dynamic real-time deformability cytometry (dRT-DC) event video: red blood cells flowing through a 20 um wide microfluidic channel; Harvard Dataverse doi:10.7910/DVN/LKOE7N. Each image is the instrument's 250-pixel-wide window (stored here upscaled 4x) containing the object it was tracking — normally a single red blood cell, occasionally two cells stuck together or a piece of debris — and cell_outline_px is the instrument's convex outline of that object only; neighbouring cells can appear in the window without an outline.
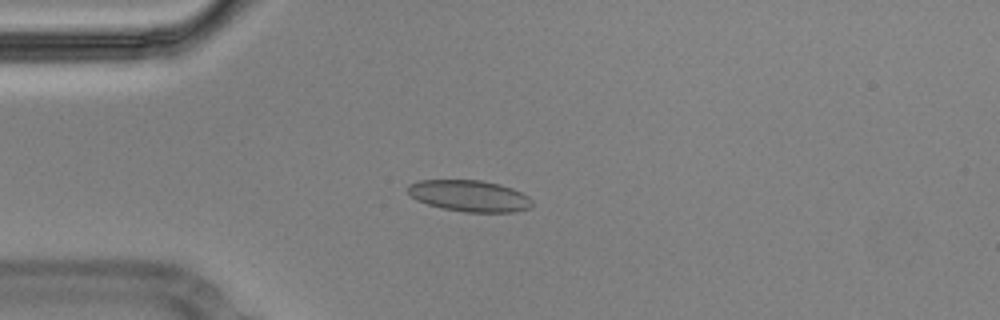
{"species": "Egyptian fruit bat (a non-hibernating species)", "species_latin": "Rousettus aegyptiacus", "temperature_condition": "cold", "stored_images_in_passage": 55, "camera_frame_rate_fps": 3000, "um_per_image_px": 0.085, "animal": {"sex": "male"}, "frame": {"image": 1, "passage_image": 13, "time_ms": 4.0, "image_size_px": [1000, 320], "cell_outline_px": [[532, 204], [528, 208], [512, 212], [464, 212], [444, 208], [428, 204], [416, 200], [408, 192], [408, 184], [420, 180], [480, 180], [500, 184], [512, 188], [528, 196], [532, 200]], "centroid_in_image_um": [39.9, 16.64], "position_along_channel_um": 45.1, "area_um2": 22.6}}
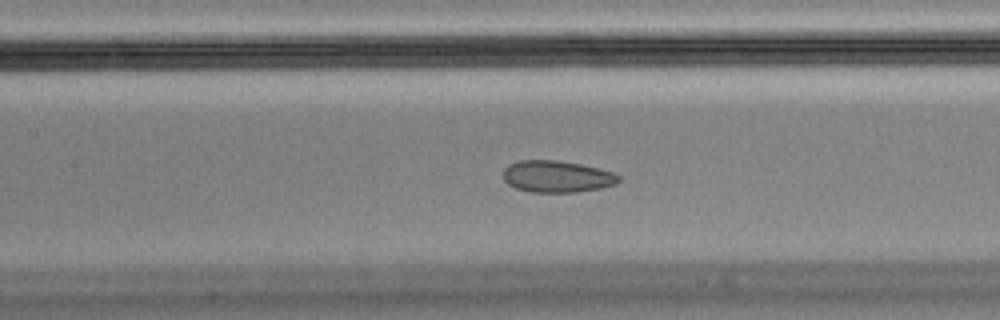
{"frame": {"image": 2, "passage_image": 24, "time_ms": 7.667, "image_size_px": [1000, 320], "cell_outline_px": [[620, 180], [616, 184], [600, 188], [576, 192], [532, 192], [516, 188], [508, 184], [504, 180], [504, 168], [508, 164], [520, 160], [556, 160], [580, 164], [612, 172], [620, 176]], "centroid_in_image_um": [47.32, 15.0], "position_along_channel_um": 160.1, "area_um2": 21.27}}
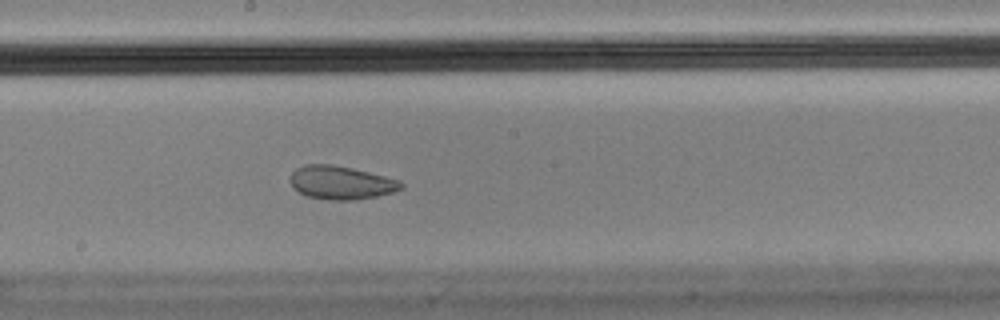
{"frame": {"image": 3, "passage_image": 29, "time_ms": 9.333, "image_size_px": [1000, 320], "cell_outline_px": [[404, 188], [392, 192], [376, 196], [356, 200], [328, 200], [308, 196], [292, 188], [288, 180], [292, 172], [296, 168], [304, 164], [332, 164], [352, 168], [400, 180], [404, 184]], "centroid_in_image_um": [28.96, 15.52], "position_along_channel_um": 219.2, "area_um2": 21.73}}